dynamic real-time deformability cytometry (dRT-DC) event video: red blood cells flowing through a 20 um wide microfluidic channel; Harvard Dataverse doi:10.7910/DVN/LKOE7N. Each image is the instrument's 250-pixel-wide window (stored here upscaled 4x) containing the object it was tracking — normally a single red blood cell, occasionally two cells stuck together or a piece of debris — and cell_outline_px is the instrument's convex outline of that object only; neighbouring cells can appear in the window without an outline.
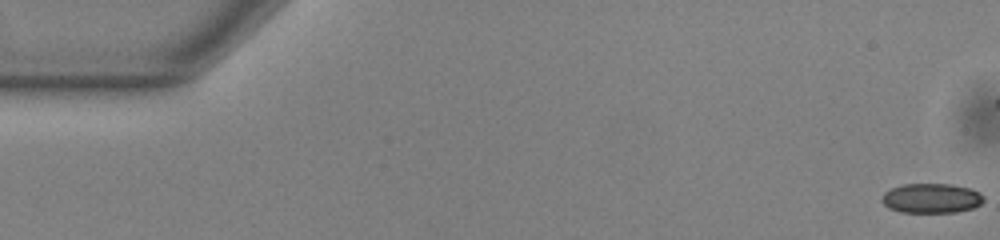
{"species": "common noctule bat (a hibernating species)", "species_latin": "Nyctalus noctula", "temperature_condition": "warm", "stored_images_in_passage": 44, "camera_frame_rate_fps": 3000, "um_per_image_px": 0.085, "animal": {"sex": "male", "body_mass_g": 13.0, "forearm_length_mm": 53.1}, "frame": {"image": 1, "passage_image": 1, "time_ms": 0.0, "image_size_px": [1000, 240], "cell_outline_px": [[984, 200], [980, 204], [972, 208], [956, 212], [900, 212], [888, 208], [880, 200], [880, 196], [884, 192], [892, 188], [904, 184], [952, 184], [972, 188], [980, 192], [984, 196]], "centroid_in_image_um": [79.16, 16.84], "position_along_channel_um": 5.8, "area_um2": 17.8}}
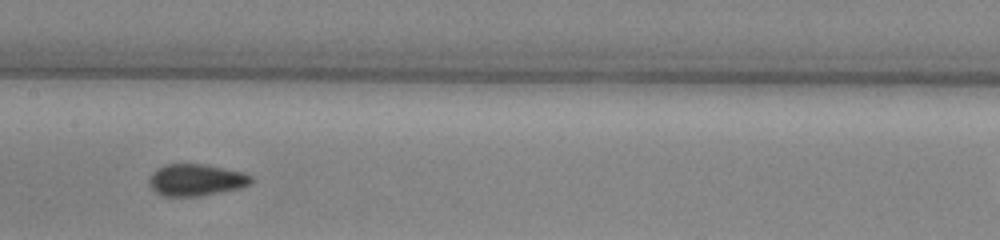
{"frame": {"image": 2, "passage_image": 27, "time_ms": 8.667, "image_size_px": [1000, 240], "cell_outline_px": [[256, 180], [252, 184], [240, 188], [200, 196], [160, 196], [148, 184], [148, 180], [152, 172], [156, 168], [164, 164], [200, 164], [224, 168], [244, 172], [252, 176]], "centroid_in_image_um": [16.67, 15.29], "position_along_channel_um": 190.7, "area_um2": 19.19}}
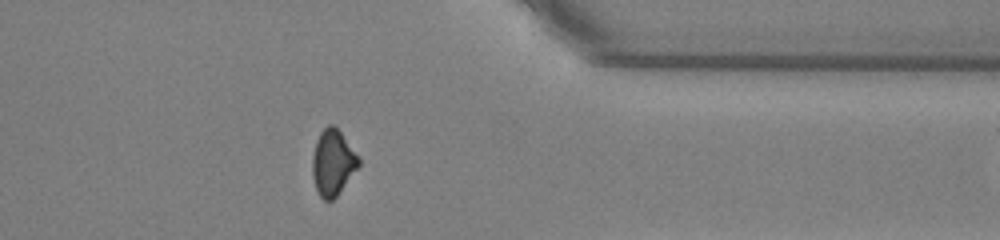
{"frame": {"image": 3, "passage_image": 43, "time_ms": 14.0, "image_size_px": [1000, 240], "cell_outline_px": [[360, 164], [336, 196], [332, 200], [324, 200], [320, 196], [316, 188], [312, 176], [312, 156], [316, 140], [320, 132], [328, 124], [332, 124], [340, 132], [360, 160]], "centroid_in_image_um": [28.25, 13.82], "position_along_channel_um": 383.1, "area_um2": 17.34}}